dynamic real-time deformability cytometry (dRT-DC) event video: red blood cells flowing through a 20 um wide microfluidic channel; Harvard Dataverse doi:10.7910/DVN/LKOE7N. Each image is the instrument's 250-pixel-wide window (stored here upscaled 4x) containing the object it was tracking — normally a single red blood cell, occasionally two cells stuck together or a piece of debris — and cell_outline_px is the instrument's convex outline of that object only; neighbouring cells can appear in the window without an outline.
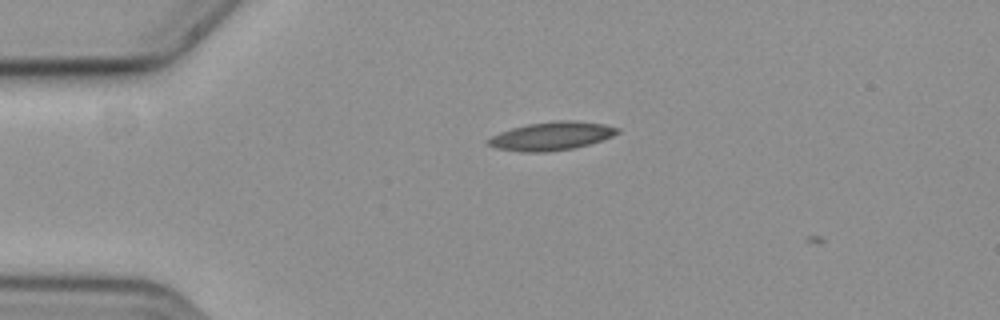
{"species": "common noctule bat (a hibernating species)", "species_latin": "Nyctalus noctula", "temperature_condition": "cold", "stored_images_in_passage": 2, "camera_frame_rate_fps": 3000, "um_per_image_px": 0.085, "animal": {"sex": "female", "body_mass_g": 19.3, "forearm_length_mm": 54.1}, "frame": {"image": 1, "passage_image": 1, "time_ms": 0.0, "image_size_px": [1000, 320], "cell_outline_px": [[620, 132], [612, 136], [588, 144], [572, 148], [548, 152], [520, 152], [496, 148], [488, 144], [484, 140], [500, 132], [512, 128], [528, 124], [556, 120], [572, 120], [604, 124], [620, 128]], "centroid_in_image_um": [46.85, 11.56], "position_along_channel_um": 38.1, "area_um2": 21.33}}